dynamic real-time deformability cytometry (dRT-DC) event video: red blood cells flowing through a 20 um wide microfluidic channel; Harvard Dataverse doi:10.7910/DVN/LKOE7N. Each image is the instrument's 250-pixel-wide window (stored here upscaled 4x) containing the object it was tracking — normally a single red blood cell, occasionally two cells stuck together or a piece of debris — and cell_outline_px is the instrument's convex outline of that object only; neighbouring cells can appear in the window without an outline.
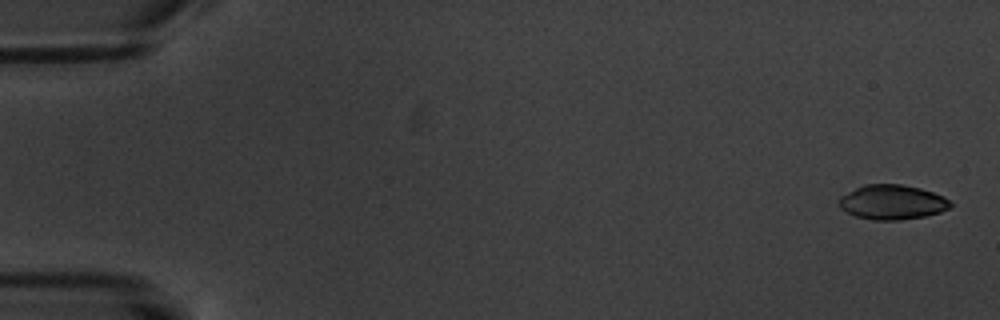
{"species": "common noctule bat (a hibernating species)", "species_latin": "Nyctalus noctula", "temperature_condition": "warm", "stored_images_in_passage": 8, "camera_frame_rate_fps": 3000, "um_per_image_px": 0.085, "animal": {"sex": "male", "body_mass_g": 20.1, "forearm_length_mm": 53.5}, "frame": {"image": 1, "passage_image": 1, "time_ms": 0.0, "image_size_px": [1000, 320], "cell_outline_px": [[952, 204], [948, 208], [940, 212], [924, 216], [896, 220], [872, 220], [856, 216], [840, 208], [840, 196], [864, 184], [900, 184], [920, 188], [944, 196]], "centroid_in_image_um": [75.83, 17.18], "position_along_channel_um": 9.2, "area_um2": 22.25}}
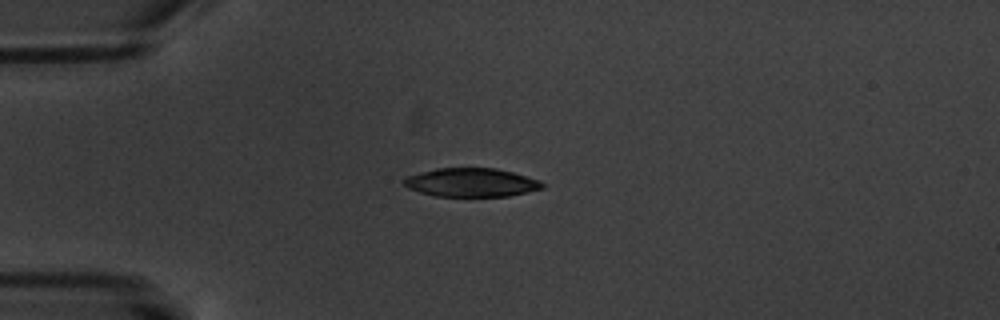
{"frame": {"image": 2, "passage_image": 5, "time_ms": 4.667, "image_size_px": [1000, 320], "cell_outline_px": [[544, 188], [528, 192], [508, 196], [436, 196], [420, 192], [408, 188], [404, 184], [404, 176], [436, 168], [496, 168], [512, 172], [540, 180], [544, 184]], "centroid_in_image_um": [40.06, 15.5], "position_along_channel_um": 44.9, "area_um2": 23.12}}